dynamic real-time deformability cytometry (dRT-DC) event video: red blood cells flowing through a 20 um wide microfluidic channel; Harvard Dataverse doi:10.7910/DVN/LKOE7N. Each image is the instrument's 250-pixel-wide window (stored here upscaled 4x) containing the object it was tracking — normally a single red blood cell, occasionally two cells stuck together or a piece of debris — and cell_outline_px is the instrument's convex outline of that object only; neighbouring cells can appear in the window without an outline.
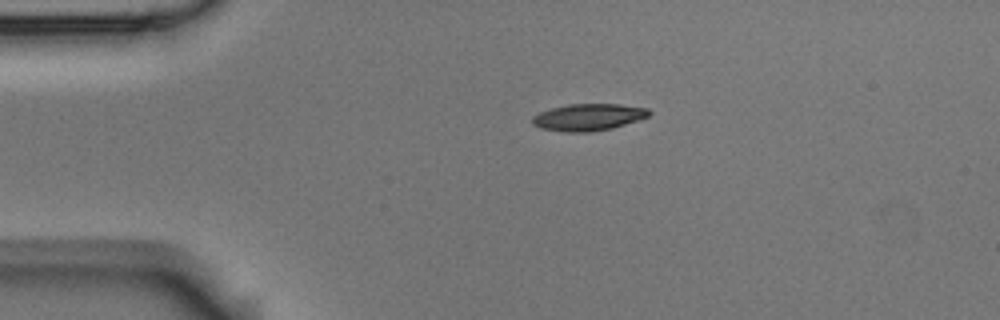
{"species": "Egyptian fruit bat (a non-hibernating species)", "species_latin": "Rousettus aegyptiacus", "temperature_condition": "room temperature", "stored_images_in_passage": 2, "camera_frame_rate_fps": 3000, "um_per_image_px": 0.085, "animal": {"sex": "male"}, "frame": {"image": 1, "passage_image": 1, "time_ms": 0.0, "image_size_px": [1000, 320], "cell_outline_px": [[652, 112], [648, 116], [612, 128], [592, 132], [564, 132], [540, 128], [532, 124], [532, 116], [540, 112], [552, 108], [568, 104], [620, 104], [648, 108]], "centroid_in_image_um": [49.99, 9.96], "position_along_channel_um": 35.0, "area_um2": 18.26}}